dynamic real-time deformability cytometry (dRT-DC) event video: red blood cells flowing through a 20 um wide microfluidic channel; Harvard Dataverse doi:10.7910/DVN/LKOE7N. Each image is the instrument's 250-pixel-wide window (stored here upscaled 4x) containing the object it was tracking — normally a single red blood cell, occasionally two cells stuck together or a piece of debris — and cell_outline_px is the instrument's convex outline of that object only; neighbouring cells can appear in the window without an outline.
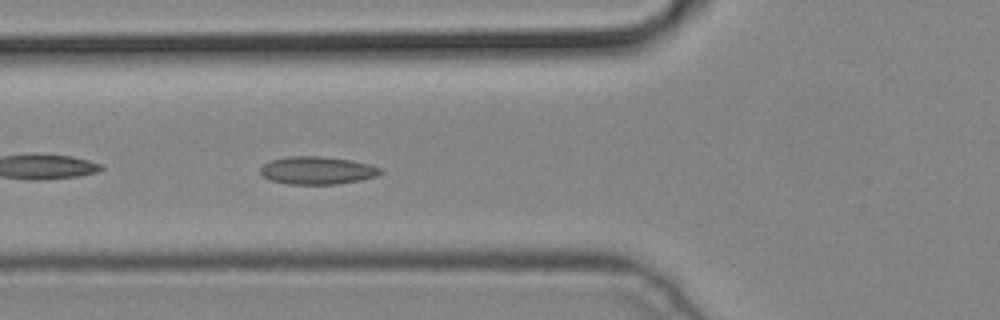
{"species": "common noctule bat (a hibernating species)", "species_latin": "Nyctalus noctula", "temperature_condition": "cold", "stored_images_in_passage": 5, "camera_frame_rate_fps": 3000, "um_per_image_px": 0.085, "animal": {"sex": "male", "body_mass_g": 19.2, "forearm_length_mm": 51.8}, "frame": {"image": 1, "passage_image": 5, "time_ms": 1.333, "image_size_px": [1000, 320], "cell_outline_px": [[384, 172], [376, 176], [360, 180], [336, 184], [288, 184], [272, 180], [264, 176], [260, 172], [260, 168], [264, 164], [272, 160], [288, 156], [320, 156], [352, 160], [368, 164], [380, 168]], "centroid_in_image_um": [26.98, 14.48], "position_along_channel_um": 98.8, "area_um2": 19.31}}